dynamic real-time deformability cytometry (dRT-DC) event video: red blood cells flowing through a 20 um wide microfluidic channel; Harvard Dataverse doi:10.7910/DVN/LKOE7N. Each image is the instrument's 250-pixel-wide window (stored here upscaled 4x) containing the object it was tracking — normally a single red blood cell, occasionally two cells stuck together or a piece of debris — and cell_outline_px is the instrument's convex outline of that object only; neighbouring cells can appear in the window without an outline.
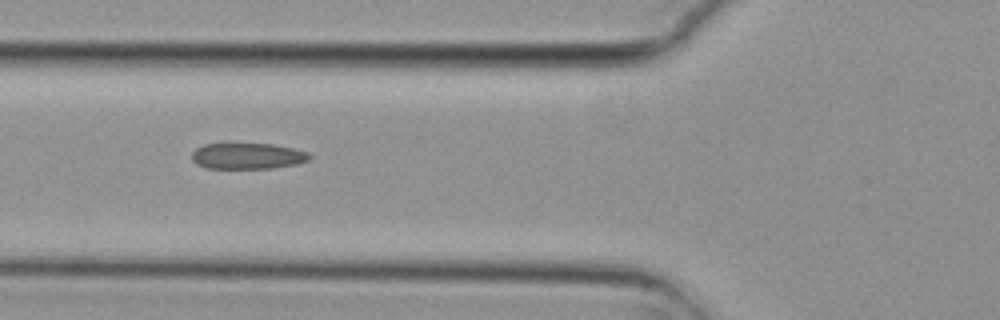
{"species": "common noctule bat (a hibernating species)", "species_latin": "Nyctalus noctula", "temperature_condition": "cold", "stored_images_in_passage": 9, "camera_frame_rate_fps": 3000, "um_per_image_px": 0.085, "animal": {"sex": "female", "body_mass_g": 29.2, "forearm_length_mm": 56.3}, "frame": {"image": 1, "passage_image": 6, "time_ms": 1.667, "image_size_px": [1000, 320], "cell_outline_px": [[312, 156], [308, 160], [296, 164], [272, 168], [204, 168], [196, 164], [192, 160], [192, 152], [196, 148], [204, 144], [272, 144], [292, 148], [308, 152]], "centroid_in_image_um": [21.02, 13.26], "position_along_channel_um": 104.8, "area_um2": 17.8}}
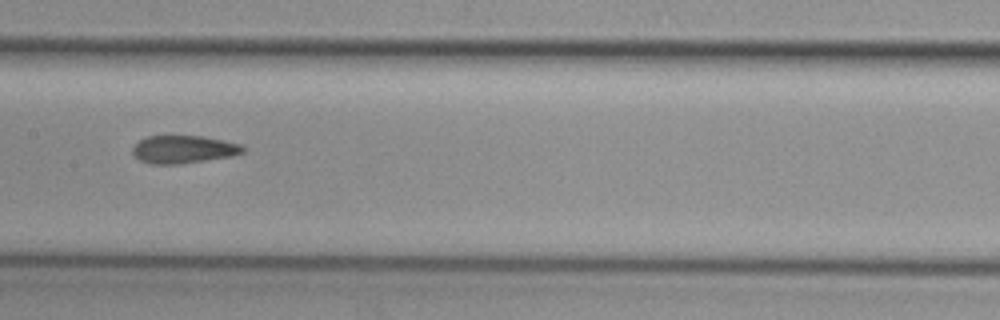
{"frame": {"image": 2, "passage_image": 8, "time_ms": 2.333, "image_size_px": [1000, 320], "cell_outline_px": [[244, 152], [232, 156], [180, 164], [148, 164], [140, 160], [132, 152], [132, 148], [140, 140], [148, 136], [204, 136], [224, 140], [240, 144], [244, 148]], "centroid_in_image_um": [15.6, 12.7], "position_along_channel_um": 191.8, "area_um2": 17.86}}
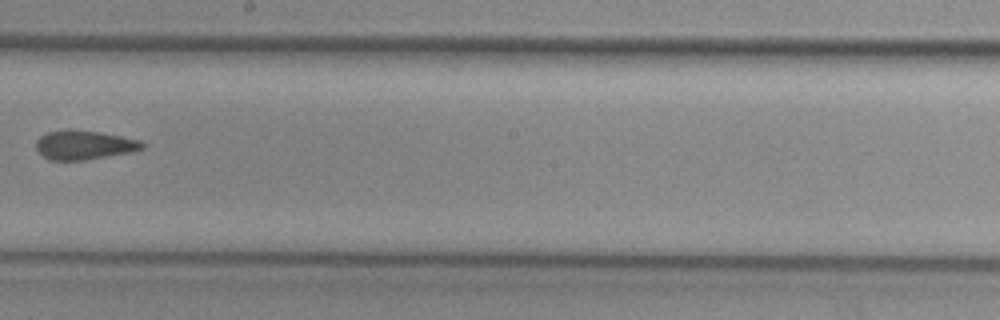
{"frame": {"image": 3, "passage_image": 9, "time_ms": 2.667, "image_size_px": [1000, 320], "cell_outline_px": [[144, 148], [132, 152], [84, 160], [48, 160], [36, 148], [36, 140], [40, 136], [48, 132], [68, 128], [100, 132], [140, 140], [144, 144]], "centroid_in_image_um": [7.14, 12.31], "position_along_channel_um": 241.1, "area_um2": 18.09}}